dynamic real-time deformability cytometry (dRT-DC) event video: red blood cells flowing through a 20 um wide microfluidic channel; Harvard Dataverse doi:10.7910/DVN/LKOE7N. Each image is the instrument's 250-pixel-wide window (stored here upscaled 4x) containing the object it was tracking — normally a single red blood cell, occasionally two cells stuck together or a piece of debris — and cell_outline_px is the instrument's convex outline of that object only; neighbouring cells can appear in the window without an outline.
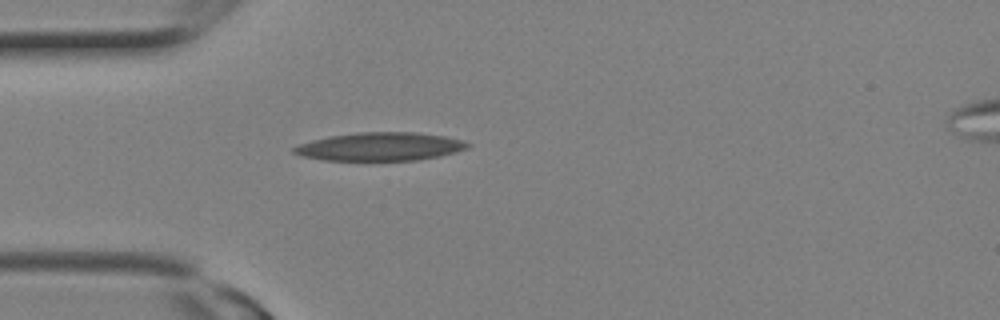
{"species": "Egyptian fruit bat (a non-hibernating species)", "species_latin": "Rousettus aegyptiacus", "temperature_condition": "room temperature", "stored_images_in_passage": 3, "camera_frame_rate_fps": 3000, "um_per_image_px": 0.085, "animal": {"sex": "female"}, "frame": {"image": 1, "passage_image": 1, "time_ms": 0.0, "image_size_px": [1000, 320], "cell_outline_px": [[472, 144], [468, 148], [456, 152], [440, 156], [416, 160], [324, 160], [300, 156], [292, 152], [292, 148], [300, 144], [312, 140], [328, 136], [356, 132], [416, 132], [444, 136], [464, 140]], "centroid_in_image_um": [32.32, 12.45], "position_along_channel_um": 52.7, "area_um2": 28.78}}
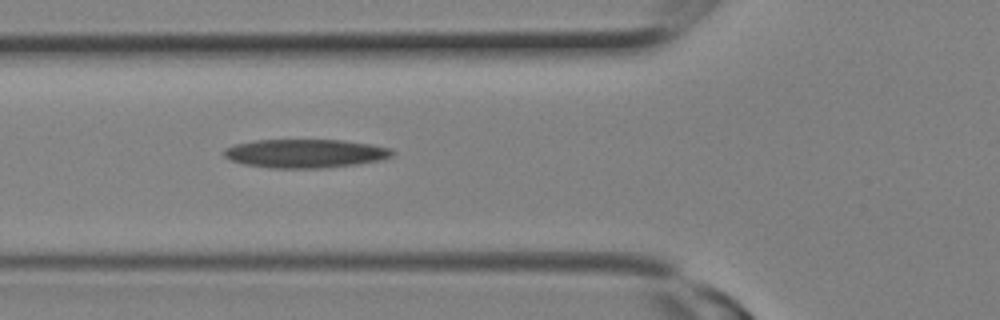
{"frame": {"image": 2, "passage_image": 3, "time_ms": 0.667, "image_size_px": [1000, 320], "cell_outline_px": [[396, 152], [392, 156], [380, 160], [356, 164], [324, 168], [268, 168], [244, 164], [232, 160], [224, 156], [220, 152], [224, 148], [236, 144], [256, 140], [344, 140], [372, 144], [392, 148]], "centroid_in_image_um": [25.96, 13.04], "position_along_channel_um": 99.8, "area_um2": 28.32}}